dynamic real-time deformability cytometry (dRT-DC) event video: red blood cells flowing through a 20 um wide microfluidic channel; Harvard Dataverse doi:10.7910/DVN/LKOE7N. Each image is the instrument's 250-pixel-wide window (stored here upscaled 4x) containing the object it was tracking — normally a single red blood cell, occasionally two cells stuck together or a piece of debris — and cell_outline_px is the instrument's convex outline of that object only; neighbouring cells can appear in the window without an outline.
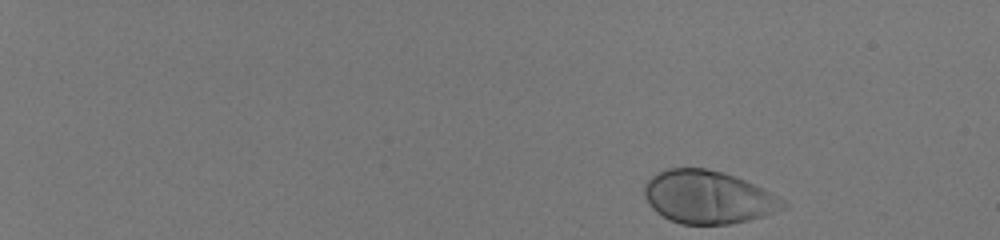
{"species": "human", "species_latin": "Homo sapiens", "temperature_condition": "room temperature", "stored_images_in_passage": 46, "camera_frame_rate_fps": 3000, "um_per_image_px": 0.085, "donor": {"sex": "male"}, "frame": {"image": 1, "passage_image": 1, "time_ms": 0.0, "image_size_px": [1000, 240], "cell_outline_px": [[788, 204], [784, 208], [764, 216], [748, 220], [728, 224], [680, 224], [656, 212], [652, 208], [644, 196], [644, 184], [652, 176], [668, 168], [704, 168], [724, 172], [744, 180], [780, 196]], "centroid_in_image_um": [60.19, 16.75], "position_along_channel_um": 24.8, "area_um2": 42.66}}
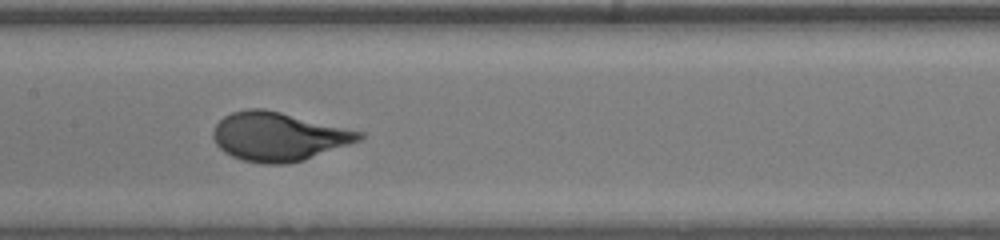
{"frame": {"image": 2, "passage_image": 27, "time_ms": 8.667, "image_size_px": [1000, 240], "cell_outline_px": [[364, 136], [360, 140], [304, 160], [288, 164], [264, 164], [244, 160], [232, 156], [224, 152], [216, 144], [212, 136], [212, 132], [216, 124], [224, 116], [232, 112], [248, 108], [264, 108], [364, 132]], "centroid_in_image_um": [23.65, 11.6], "position_along_channel_um": 183.8, "area_um2": 41.33}}
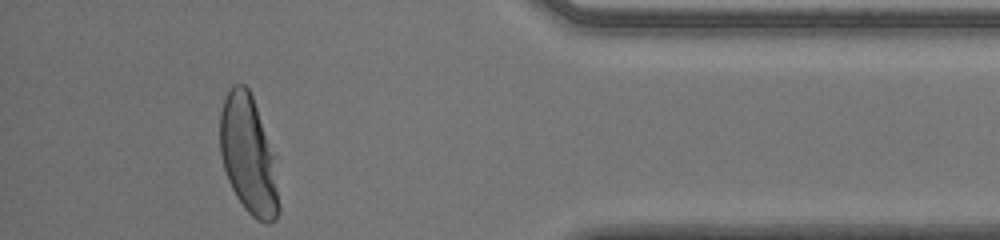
{"frame": {"image": 3, "passage_image": 46, "time_ms": 15.0, "image_size_px": [1000, 240], "cell_outline_px": [[280, 212], [276, 220], [268, 224], [264, 224], [256, 220], [244, 208], [236, 196], [228, 180], [224, 168], [220, 152], [220, 112], [224, 100], [232, 84], [244, 84], [248, 88], [252, 96], [272, 156], [280, 204]], "centroid_in_image_um": [21.09, 13.25], "position_along_channel_um": 414.1, "area_um2": 39.71}, "authors_computed_cell_mechanics": {"area_um2": 40.9513, "velocity_mm_per_s": 3.9917, "shape_relaxation_time_tau1_ms": 3.0848, "shape_relaxation_time_tau2_ms": null, "deformation_change_tau1": 0.1924, "deformation_change_tau2": null}}